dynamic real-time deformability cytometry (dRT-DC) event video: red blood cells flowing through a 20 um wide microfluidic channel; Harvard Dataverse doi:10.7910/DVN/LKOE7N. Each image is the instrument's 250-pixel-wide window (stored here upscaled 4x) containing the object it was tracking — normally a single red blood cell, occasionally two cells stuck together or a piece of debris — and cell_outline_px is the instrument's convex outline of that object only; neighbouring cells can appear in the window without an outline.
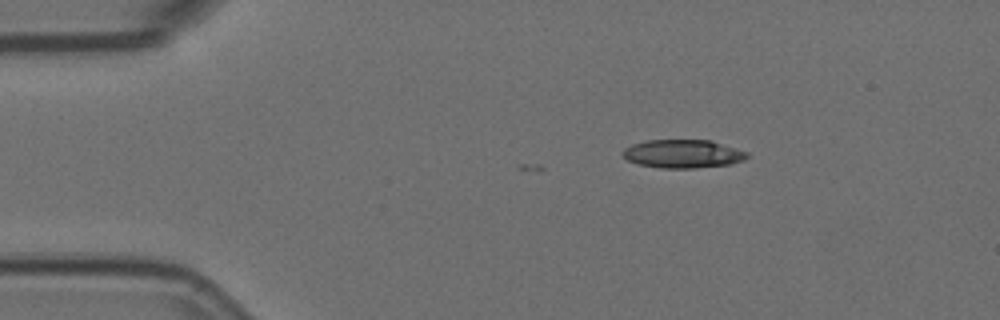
{"species": "Egyptian fruit bat (a non-hibernating species)", "species_latin": "Rousettus aegyptiacus", "temperature_condition": "room temperature", "stored_images_in_passage": 4, "camera_frame_rate_fps": 3000, "um_per_image_px": 0.085, "animal": {"sex": "female"}, "frame": {"image": 1, "passage_image": 2, "time_ms": 0.333, "image_size_px": [1000, 320], "cell_outline_px": [[748, 156], [744, 160], [732, 164], [696, 168], [660, 168], [640, 164], [628, 160], [620, 152], [624, 148], [632, 144], [648, 140], [712, 140], [748, 152]], "centroid_in_image_um": [58.06, 13.07], "position_along_channel_um": 26.9, "area_um2": 20.63}}
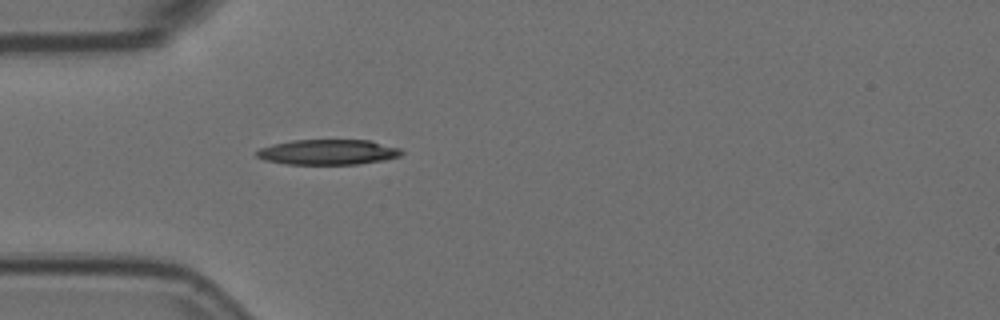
{"frame": {"image": 2, "passage_image": 4, "time_ms": 1.0, "image_size_px": [1000, 320], "cell_outline_px": [[404, 152], [400, 156], [384, 160], [356, 164], [288, 164], [264, 160], [256, 156], [256, 152], [260, 148], [272, 144], [292, 140], [368, 140], [400, 148]], "centroid_in_image_um": [27.87, 12.92], "position_along_channel_um": 57.1, "area_um2": 21.27}}